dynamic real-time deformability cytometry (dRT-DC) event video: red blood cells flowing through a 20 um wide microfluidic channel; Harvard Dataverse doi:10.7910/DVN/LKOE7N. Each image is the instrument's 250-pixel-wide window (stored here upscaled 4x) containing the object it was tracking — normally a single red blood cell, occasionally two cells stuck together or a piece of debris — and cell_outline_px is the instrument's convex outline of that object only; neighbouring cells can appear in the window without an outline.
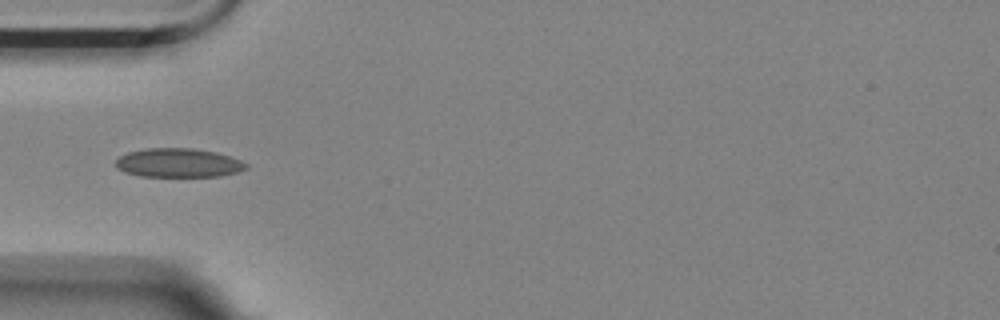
{"species": "Egyptian fruit bat (a non-hibernating species)", "species_latin": "Rousettus aegyptiacus", "temperature_condition": "room temperature", "stored_images_in_passage": 33, "camera_frame_rate_fps": 3000, "um_per_image_px": 0.085, "animal": {"sex": "female"}, "frame": {"image": 1, "passage_image": 1, "time_ms": 0.0, "image_size_px": [1000, 320], "cell_outline_px": [[248, 168], [236, 172], [220, 176], [140, 176], [124, 172], [116, 168], [116, 160], [120, 156], [128, 152], [148, 148], [192, 148], [216, 152], [240, 160], [248, 164]], "centroid_in_image_um": [15.15, 13.84], "position_along_channel_um": 69.8, "area_um2": 21.91}}
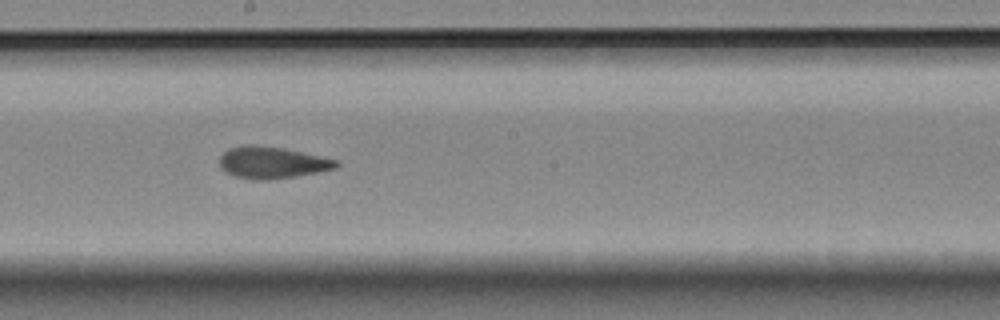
{"frame": {"image": 2, "passage_image": 14, "time_ms": 4.333, "image_size_px": [1000, 320], "cell_outline_px": [[340, 164], [336, 168], [316, 172], [268, 180], [252, 180], [236, 176], [220, 168], [220, 156], [228, 148], [248, 144], [252, 144], [280, 148], [340, 160]], "centroid_in_image_um": [23.11, 13.81], "position_along_channel_um": 225.1, "area_um2": 21.33}}
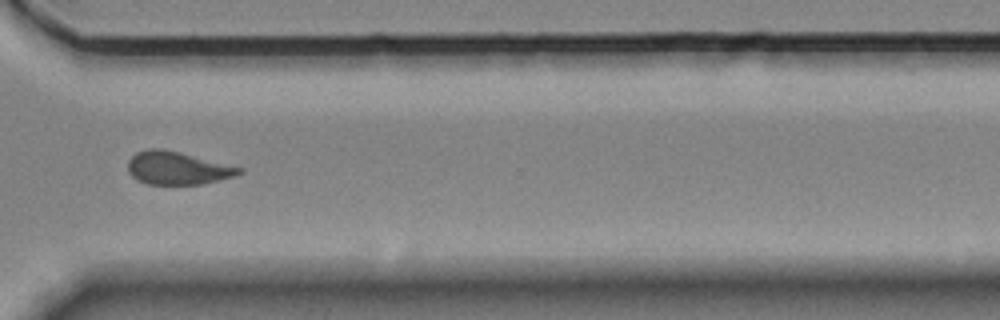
{"frame": {"image": 3, "passage_image": 25, "time_ms": 8.0, "image_size_px": [1000, 320], "cell_outline_px": [[244, 172], [236, 176], [204, 184], [148, 184], [136, 180], [128, 172], [128, 160], [136, 152], [148, 148], [164, 148], [244, 168]], "centroid_in_image_um": [15.09, 14.28], "position_along_channel_um": 355.5, "area_um2": 21.62}, "authors_computed_cell_mechanics": {"area_um2": 21.3282, "velocity_mm_per_s": 3.5589, "shape_relaxation_time_tau1_ms": 10.1516, "shape_relaxation_time_tau2_ms": 1.9262, "deformation_change_tau1": 0.1578, "deformation_change_tau2": 0.0722}}